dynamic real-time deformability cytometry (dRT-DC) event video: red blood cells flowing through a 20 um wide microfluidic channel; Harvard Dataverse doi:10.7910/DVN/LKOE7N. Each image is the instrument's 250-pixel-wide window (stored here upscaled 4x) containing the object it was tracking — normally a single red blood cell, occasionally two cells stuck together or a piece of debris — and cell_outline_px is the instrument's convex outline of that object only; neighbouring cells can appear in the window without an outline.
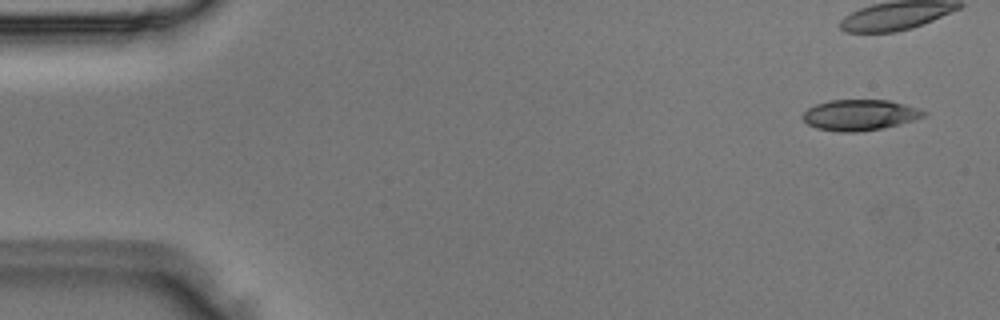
{"species": "Egyptian fruit bat (a non-hibernating species)", "species_latin": "Rousettus aegyptiacus", "temperature_condition": "room temperature", "stored_images_in_passage": 8, "camera_frame_rate_fps": 3000, "um_per_image_px": 0.085, "animal": {"sex": "male"}, "frame": {"image": 1, "passage_image": 1, "time_ms": 0.0, "image_size_px": [1000, 320], "cell_outline_px": [[928, 112], [924, 116], [900, 124], [880, 128], [856, 132], [840, 132], [816, 128], [808, 124], [800, 116], [808, 108], [816, 104], [828, 100], [888, 100], [904, 104]], "centroid_in_image_um": [73.04, 9.77], "position_along_channel_um": 12.0, "area_um2": 21.56}}
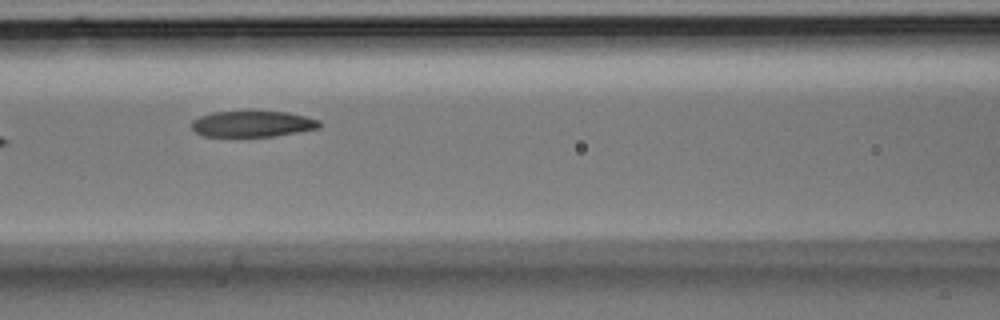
{"frame": {"image": 2, "passage_image": 7, "time_ms": 2.0, "image_size_px": [1000, 320], "cell_outline_px": [[324, 124], [320, 128], [272, 136], [204, 136], [196, 132], [192, 128], [192, 120], [200, 116], [212, 112], [288, 112], [320, 120]], "centroid_in_image_um": [21.49, 10.53], "position_along_channel_um": 145.1, "area_um2": 19.19}}
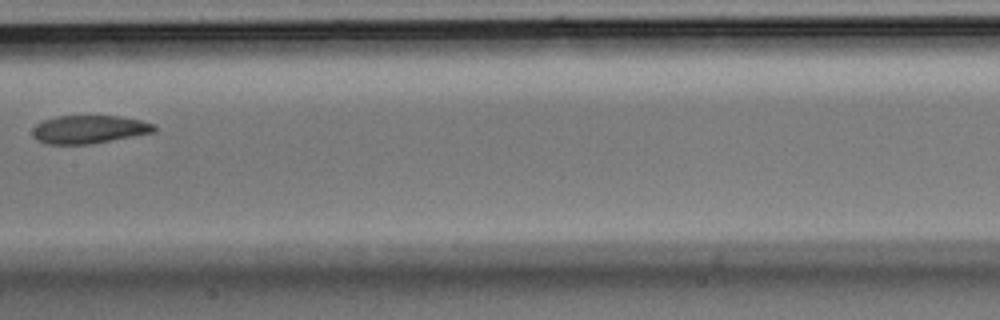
{"frame": {"image": 3, "passage_image": 8, "time_ms": 2.333, "image_size_px": [1000, 320], "cell_outline_px": [[156, 132], [92, 144], [44, 144], [36, 140], [32, 136], [32, 128], [36, 124], [44, 120], [56, 116], [120, 116], [140, 120], [156, 124]], "centroid_in_image_um": [7.56, 11.0], "position_along_channel_um": 199.8, "area_um2": 20.23}}